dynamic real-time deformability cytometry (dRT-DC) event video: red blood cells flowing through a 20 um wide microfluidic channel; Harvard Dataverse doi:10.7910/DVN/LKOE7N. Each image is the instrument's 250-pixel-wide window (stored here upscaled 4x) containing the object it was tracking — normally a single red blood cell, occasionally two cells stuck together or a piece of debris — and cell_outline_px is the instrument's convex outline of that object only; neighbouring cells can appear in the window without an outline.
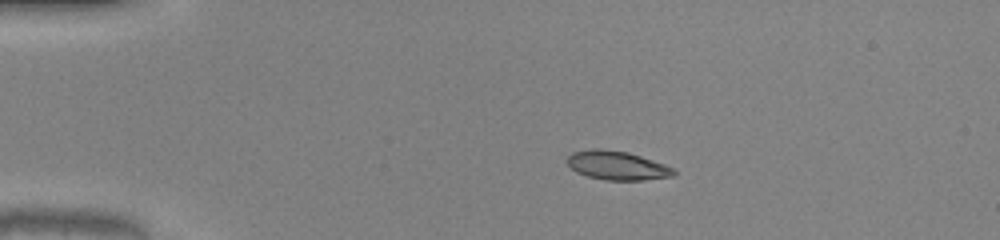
{"species": "common noctule bat (a hibernating species)", "species_latin": "Nyctalus noctula", "temperature_condition": "warm", "stored_images_in_passage": 41, "camera_frame_rate_fps": 3000, "um_per_image_px": 0.085, "animal": {"sex": "male", "body_mass_g": 20.0, "forearm_length_mm": 53.3}, "frame": {"image": 1, "passage_image": 1, "time_ms": 0.0, "image_size_px": [1000, 240], "cell_outline_px": [[676, 172], [672, 176], [644, 180], [604, 180], [588, 176], [576, 172], [564, 160], [572, 152], [596, 148], [600, 148], [628, 152], [664, 164], [672, 168]], "centroid_in_image_um": [52.41, 14.06], "position_along_channel_um": 32.6, "area_um2": 17.86}}
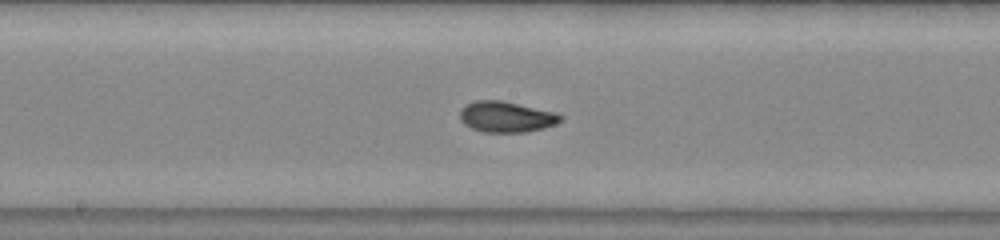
{"frame": {"image": 2, "passage_image": 18, "time_ms": 5.667, "image_size_px": [1000, 240], "cell_outline_px": [[564, 116], [556, 124], [544, 128], [524, 132], [484, 132], [472, 128], [464, 124], [460, 120], [460, 112], [468, 104], [476, 100], [500, 100], [556, 112]], "centroid_in_image_um": [43.05, 9.93], "position_along_channel_um": 205.1, "area_um2": 17.92}}
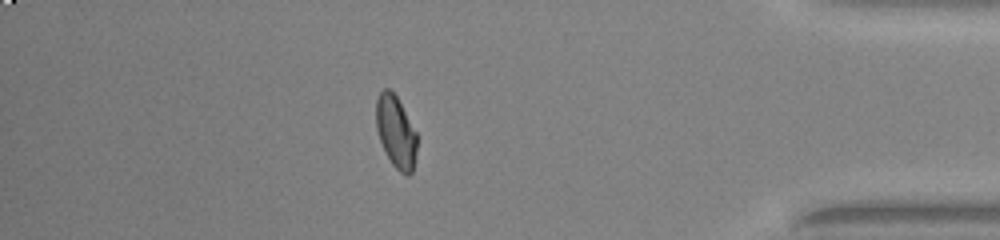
{"frame": {"image": 3, "passage_image": 35, "time_ms": 11.333, "image_size_px": [1000, 240], "cell_outline_px": [[416, 152], [412, 172], [408, 176], [400, 172], [392, 164], [380, 140], [376, 128], [376, 100], [380, 92], [384, 88], [388, 88], [396, 96], [416, 132]], "centroid_in_image_um": [33.64, 11.21], "position_along_channel_um": 401.6, "area_um2": 16.82}, "authors_computed_cell_mechanics": {"area_um2": 17.7446, "velocity_mm_per_s": 4.0894, "shape_relaxation_time_tau1_ms": 3.5881, "shape_relaxation_time_tau2_ms": 0.7687, "deformation_change_tau1": 0.1785, "deformation_change_tau2": 0.0412}}